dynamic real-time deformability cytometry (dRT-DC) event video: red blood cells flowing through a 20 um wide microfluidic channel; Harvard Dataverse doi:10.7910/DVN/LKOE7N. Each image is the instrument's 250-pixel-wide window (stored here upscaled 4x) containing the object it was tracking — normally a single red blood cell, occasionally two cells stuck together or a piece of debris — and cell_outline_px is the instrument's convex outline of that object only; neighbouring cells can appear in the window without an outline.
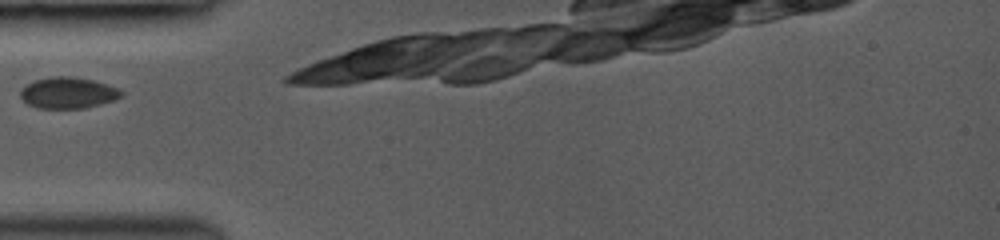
{"species": "common noctule bat (a hibernating species)", "species_latin": "Nyctalus noctula", "temperature_condition": "room temperature", "stored_images_in_passage": 2, "camera_frame_rate_fps": 3000, "um_per_image_px": 0.085, "animal": {"sex": "female", "body_mass_g": 19.0, "forearm_length_mm": 53.3}, "frame": {"image": 1, "passage_image": 1, "time_ms": 0.0, "image_size_px": [1000, 240], "cell_outline_px": [[124, 96], [100, 104], [84, 108], [36, 108], [28, 104], [20, 96], [20, 88], [36, 80], [52, 76], [72, 76], [92, 80], [116, 88], [124, 92]], "centroid_in_image_um": [5.76, 7.89], "position_along_channel_um": 79.2, "area_um2": 18.21}}